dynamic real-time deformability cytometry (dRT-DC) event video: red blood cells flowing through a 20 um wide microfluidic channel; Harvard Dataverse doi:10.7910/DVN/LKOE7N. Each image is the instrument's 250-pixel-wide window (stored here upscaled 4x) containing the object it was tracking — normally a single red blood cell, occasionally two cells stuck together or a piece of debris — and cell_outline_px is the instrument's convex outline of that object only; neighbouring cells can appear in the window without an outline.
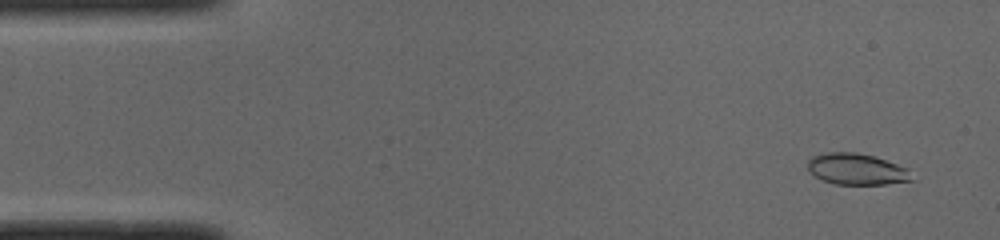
{"species": "common noctule bat (a hibernating species)", "species_latin": "Nyctalus noctula", "temperature_condition": "cold", "stored_images_in_passage": 50, "camera_frame_rate_fps": 3000, "um_per_image_px": 0.085, "animal": {"sex": "male", "body_mass_g": 19.0, "forearm_length_mm": 50.8}, "frame": {"image": 1, "passage_image": 3, "time_ms": 0.667, "image_size_px": [1000, 240], "cell_outline_px": [[916, 180], [884, 184], [836, 184], [820, 180], [808, 172], [808, 160], [812, 156], [828, 152], [856, 152], [872, 156], [908, 168]], "centroid_in_image_um": [72.8, 14.39], "position_along_channel_um": 12.2, "area_um2": 19.07}}
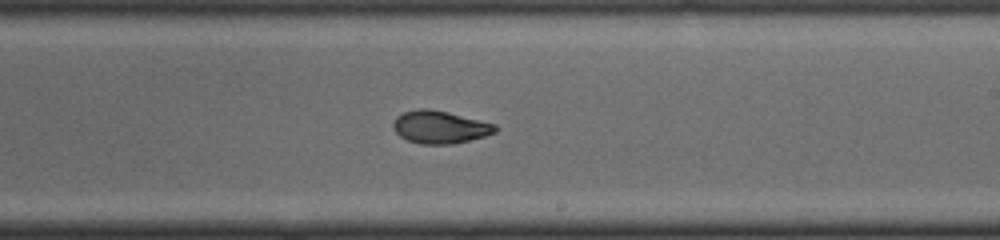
{"frame": {"image": 2, "passage_image": 29, "time_ms": 9.333, "image_size_px": [1000, 240], "cell_outline_px": [[496, 132], [484, 136], [452, 144], [420, 144], [408, 140], [400, 136], [392, 128], [392, 120], [396, 116], [404, 112], [420, 108], [428, 108], [448, 112], [496, 124]], "centroid_in_image_um": [37.35, 10.79], "position_along_channel_um": 251.7, "area_um2": 19.42}}
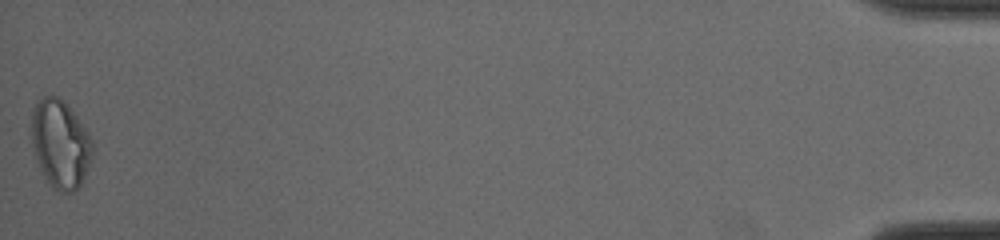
{"frame": {"image": 3, "passage_image": 50, "time_ms": 16.333, "image_size_px": [1000, 240], "cell_outline_px": [[92, 156], [84, 176], [80, 184], [72, 192], [60, 192], [52, 188], [44, 176], [40, 168], [28, 132], [32, 108], [36, 100], [44, 96], [60, 96], [76, 116], [88, 132], [92, 140]], "centroid_in_image_um": [5.07, 12.18], "position_along_channel_um": 430.1, "area_um2": 31.62}, "authors_computed_cell_mechanics": {"area_um2": 19.6809, "velocity_mm_per_s": 3.9861, "shape_relaxation_time_tau1_ms": 9.5954, "shape_relaxation_time_tau2_ms": 1.3663, "deformation_change_tau1": 0.2527, "deformation_change_tau2": 0.0494}}